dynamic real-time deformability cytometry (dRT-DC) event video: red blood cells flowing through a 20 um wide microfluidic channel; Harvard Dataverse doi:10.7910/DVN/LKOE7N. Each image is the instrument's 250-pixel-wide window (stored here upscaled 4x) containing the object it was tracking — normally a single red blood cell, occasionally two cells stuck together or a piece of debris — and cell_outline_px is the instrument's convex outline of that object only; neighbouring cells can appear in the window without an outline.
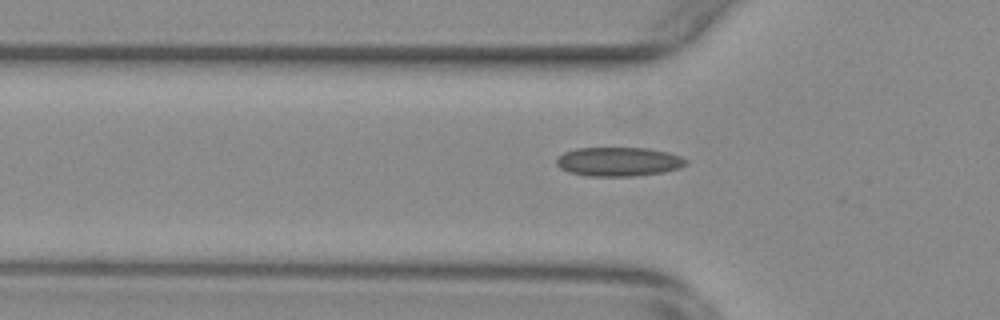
{"species": "common noctule bat (a hibernating species)", "species_latin": "Nyctalus noctula", "temperature_condition": "warm", "stored_images_in_passage": 42, "camera_frame_rate_fps": 3000, "um_per_image_px": 0.085, "animal": {"sex": "female", "body_mass_g": 29.2, "forearm_length_mm": 56.3}, "frame": {"image": 1, "passage_image": 5, "time_ms": 1.333, "image_size_px": [1000, 320], "cell_outline_px": [[688, 164], [680, 168], [664, 172], [632, 176], [584, 176], [568, 172], [560, 168], [556, 164], [556, 160], [564, 152], [576, 148], [648, 148], [668, 152], [680, 156], [688, 160]], "centroid_in_image_um": [52.59, 13.74], "position_along_channel_um": 73.2, "area_um2": 22.08}}
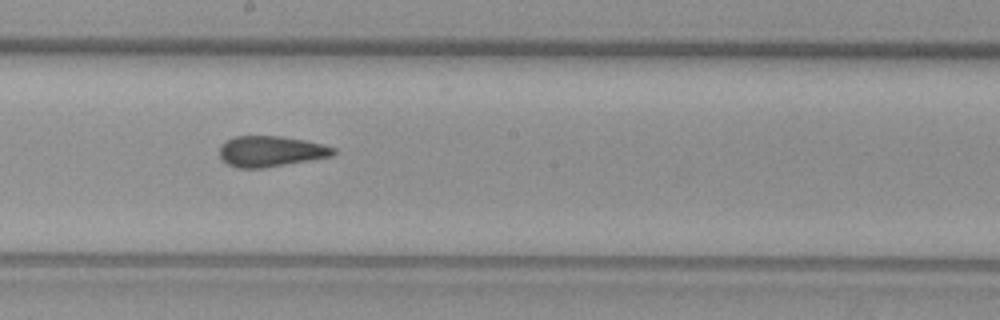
{"frame": {"image": 2, "passage_image": 17, "time_ms": 5.333, "image_size_px": [1000, 320], "cell_outline_px": [[336, 152], [332, 156], [264, 168], [236, 168], [228, 164], [220, 156], [220, 144], [224, 140], [236, 136], [280, 136], [304, 140], [336, 148]], "centroid_in_image_um": [22.98, 12.86], "position_along_channel_um": 225.2, "area_um2": 20.35}}
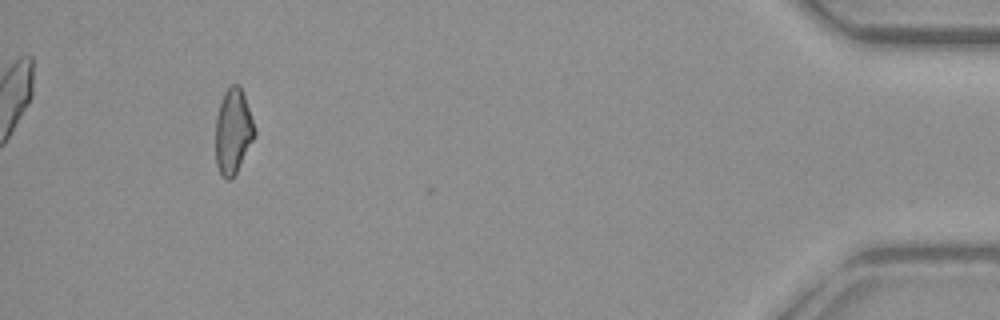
{"frame": {"image": 3, "passage_image": 38, "time_ms": 12.333, "image_size_px": [1000, 320], "cell_outline_px": [[256, 136], [232, 180], [224, 180], [220, 176], [216, 164], [216, 116], [224, 92], [232, 84], [240, 84], [256, 128]], "centroid_in_image_um": [19.82, 11.2], "position_along_channel_um": 415.4, "area_um2": 19.65}, "authors_computed_cell_mechanics": {"area_um2": 20.4901, "velocity_mm_per_s": 3.7738, "shape_relaxation_time_tau1_ms": null, "shape_relaxation_time_tau2_ms": 1.8741, "deformation_change_tau1": null, "deformation_change_tau2": 0.0886}}